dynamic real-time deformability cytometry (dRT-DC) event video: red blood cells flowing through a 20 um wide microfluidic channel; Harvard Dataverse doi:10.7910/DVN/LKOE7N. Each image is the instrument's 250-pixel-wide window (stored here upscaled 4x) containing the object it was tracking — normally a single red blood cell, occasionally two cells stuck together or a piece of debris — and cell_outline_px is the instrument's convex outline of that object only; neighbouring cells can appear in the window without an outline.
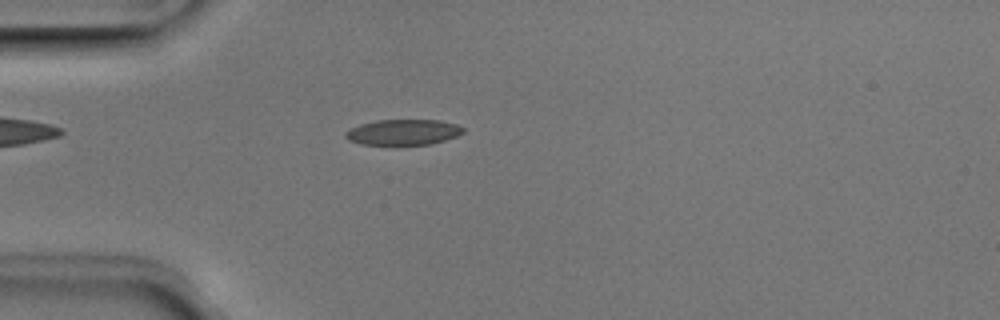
{"species": "Egyptian fruit bat (a non-hibernating species)", "species_latin": "Rousettus aegyptiacus", "temperature_condition": "room temperature", "stored_images_in_passage": 45, "camera_frame_rate_fps": 3000, "um_per_image_px": 0.085, "animal": {"sex": "male"}, "frame": {"image": 1, "passage_image": 8, "time_ms": 2.333, "image_size_px": [1000, 320], "cell_outline_px": [[464, 132], [456, 136], [432, 144], [360, 144], [348, 140], [344, 136], [344, 132], [360, 124], [376, 120], [440, 120], [456, 124], [464, 128]], "centroid_in_image_um": [34.26, 11.23], "position_along_channel_um": 50.7, "area_um2": 17.46}}
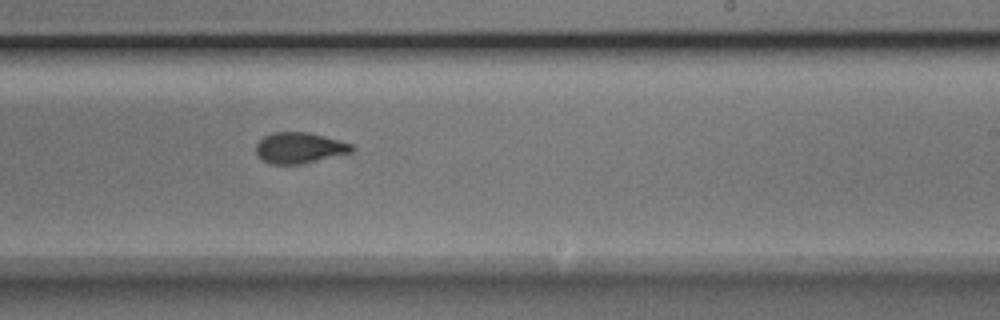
{"frame": {"image": 2, "passage_image": 25, "time_ms": 8.0, "image_size_px": [1000, 320], "cell_outline_px": [[356, 148], [352, 152], [300, 164], [268, 164], [260, 160], [256, 156], [256, 144], [264, 136], [272, 132], [308, 132], [356, 144]], "centroid_in_image_um": [25.45, 12.57], "position_along_channel_um": 263.5, "area_um2": 17.51}}
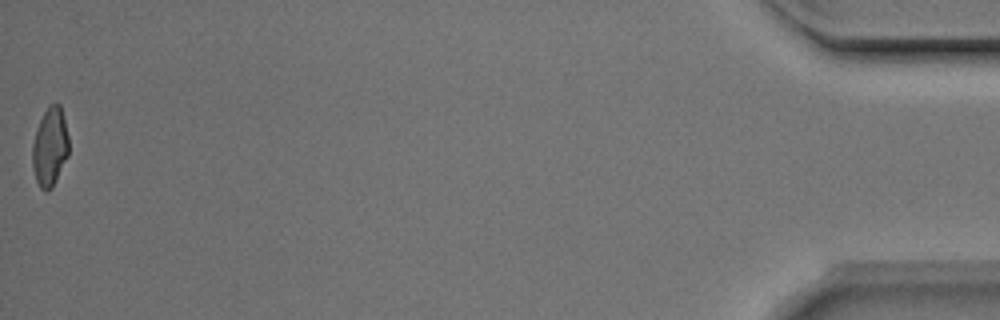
{"frame": {"image": 3, "passage_image": 45, "time_ms": 14.667, "image_size_px": [1000, 320], "cell_outline_px": [[68, 156], [52, 188], [48, 192], [44, 192], [40, 188], [36, 180], [32, 168], [32, 144], [40, 120], [48, 104], [60, 104], [68, 136]], "centroid_in_image_um": [4.23, 12.53], "position_along_channel_um": 431.0, "area_um2": 16.7}, "authors_computed_cell_mechanics": {"area_um2": 17.629, "velocity_mm_per_s": 3.9564, "shape_relaxation_time_tau1_ms": 5.3852, "shape_relaxation_time_tau2_ms": 1.4665, "deformation_change_tau1": 0.157, "deformation_change_tau2": 0.0669}}